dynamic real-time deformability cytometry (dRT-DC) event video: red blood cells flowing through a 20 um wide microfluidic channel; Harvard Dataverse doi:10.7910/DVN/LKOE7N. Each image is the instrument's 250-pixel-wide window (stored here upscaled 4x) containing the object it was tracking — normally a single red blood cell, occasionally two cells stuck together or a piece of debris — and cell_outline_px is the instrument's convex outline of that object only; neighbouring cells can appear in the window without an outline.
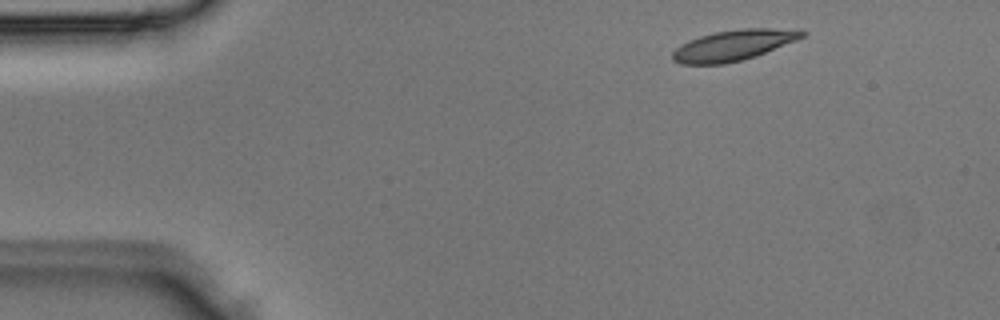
{"species": "Egyptian fruit bat (a non-hibernating species)", "species_latin": "Rousettus aegyptiacus", "temperature_condition": "room temperature", "stored_images_in_passage": 4, "camera_frame_rate_fps": 3000, "um_per_image_px": 0.085, "animal": {"sex": "male"}, "frame": {"image": 1, "passage_image": 1, "time_ms": 0.0, "image_size_px": [1000, 320], "cell_outline_px": [[808, 32], [804, 36], [796, 40], [756, 56], [744, 60], [724, 64], [680, 64], [672, 60], [672, 52], [676, 48], [700, 36], [716, 32], [744, 28], [800, 28]], "centroid_in_image_um": [62.41, 3.84], "position_along_channel_um": 22.6, "area_um2": 23.18}}
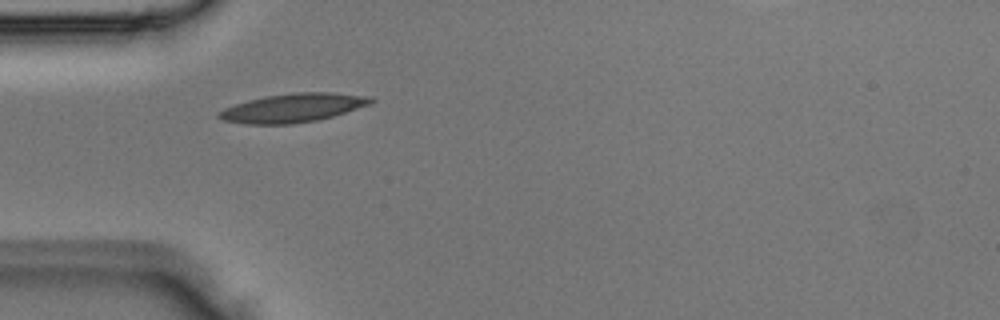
{"frame": {"image": 2, "passage_image": 3, "time_ms": 0.667, "image_size_px": [1000, 320], "cell_outline_px": [[376, 100], [368, 104], [332, 116], [316, 120], [292, 124], [244, 124], [224, 120], [216, 116], [216, 112], [224, 108], [248, 100], [268, 96], [292, 92], [332, 92], [372, 96]], "centroid_in_image_um": [24.88, 9.16], "position_along_channel_um": 60.1, "area_um2": 25.32}}
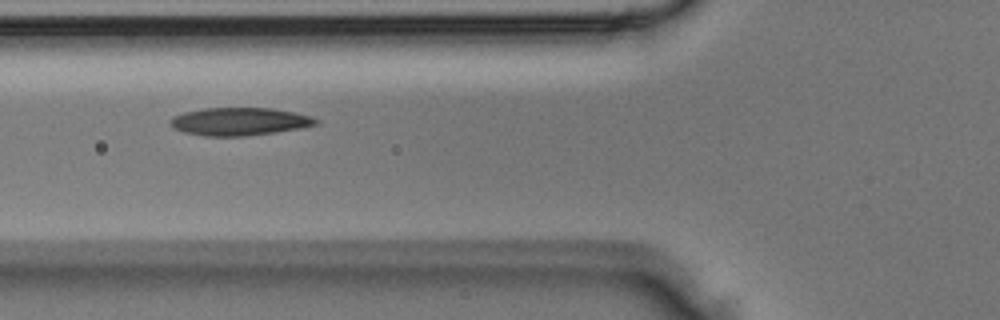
{"frame": {"image": 3, "passage_image": 4, "time_ms": 1.0, "image_size_px": [1000, 320], "cell_outline_px": [[320, 120], [316, 124], [300, 128], [276, 132], [248, 136], [204, 136], [184, 132], [176, 128], [172, 124], [172, 116], [184, 112], [204, 108], [272, 108], [312, 116]], "centroid_in_image_um": [20.39, 10.33], "position_along_channel_um": 105.4, "area_um2": 23.47}}